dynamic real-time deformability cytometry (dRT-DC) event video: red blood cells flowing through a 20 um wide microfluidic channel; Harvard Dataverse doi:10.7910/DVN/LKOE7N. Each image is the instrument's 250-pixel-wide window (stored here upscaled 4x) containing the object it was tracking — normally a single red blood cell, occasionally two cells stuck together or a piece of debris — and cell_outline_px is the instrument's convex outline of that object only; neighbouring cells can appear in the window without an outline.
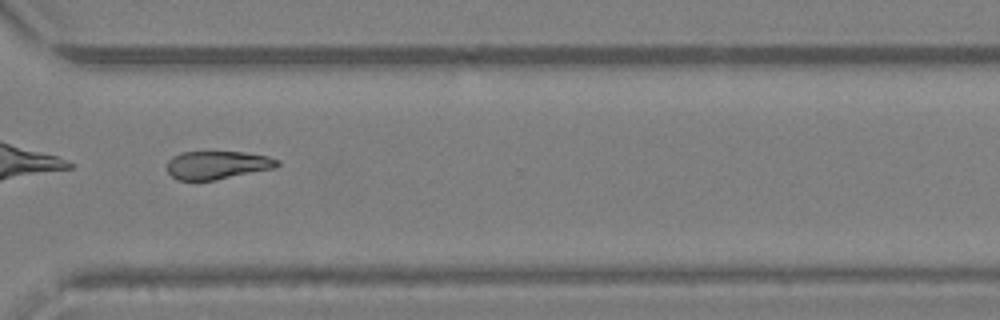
{"species": "Egyptian fruit bat (a non-hibernating species)", "species_latin": "Rousettus aegyptiacus", "temperature_condition": "warm", "stored_images_in_passage": 25, "camera_frame_rate_fps": 3000, "um_per_image_px": 0.085, "animal": {"sex": "female"}, "frame": {"image": 1, "passage_image": 18, "time_ms": 5.667, "image_size_px": [1000, 320], "cell_outline_px": [[280, 164], [276, 168], [212, 180], [176, 180], [168, 172], [168, 160], [172, 156], [180, 152], [244, 152], [268, 156], [280, 160]], "centroid_in_image_um": [18.48, 14.02], "position_along_channel_um": 352.1, "area_um2": 18.09}}